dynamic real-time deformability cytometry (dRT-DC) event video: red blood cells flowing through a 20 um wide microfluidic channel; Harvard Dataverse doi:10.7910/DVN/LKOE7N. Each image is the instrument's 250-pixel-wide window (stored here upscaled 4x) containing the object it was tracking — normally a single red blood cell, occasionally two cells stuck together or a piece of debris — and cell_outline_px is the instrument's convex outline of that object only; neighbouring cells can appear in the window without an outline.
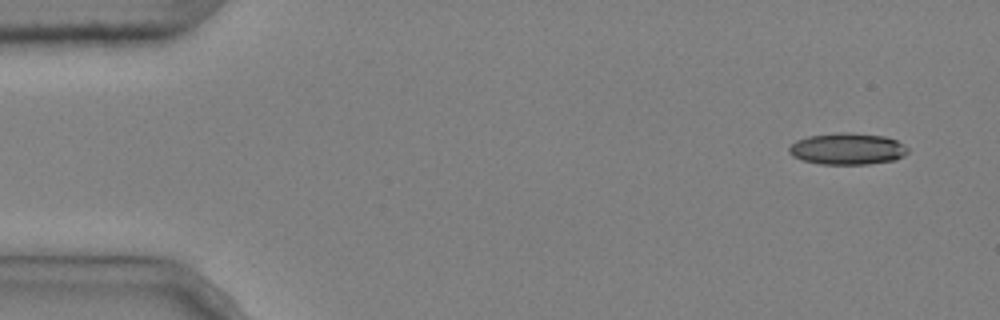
{"species": "common noctule bat (a hibernating species)", "species_latin": "Nyctalus noctula", "temperature_condition": "cold", "stored_images_in_passage": 5, "camera_frame_rate_fps": 3000, "um_per_image_px": 0.085, "animal": {"sex": "male", "body_mass_g": 20.4}, "frame": {"image": 1, "passage_image": 1, "time_ms": 0.0, "image_size_px": [1000, 320], "cell_outline_px": [[908, 152], [904, 156], [896, 160], [868, 164], [820, 164], [804, 160], [792, 156], [788, 152], [788, 148], [796, 140], [808, 136], [836, 132], [852, 132], [884, 136], [896, 140], [904, 144], [908, 148]], "centroid_in_image_um": [72.04, 12.64], "position_along_channel_um": 13.0, "area_um2": 22.08}}
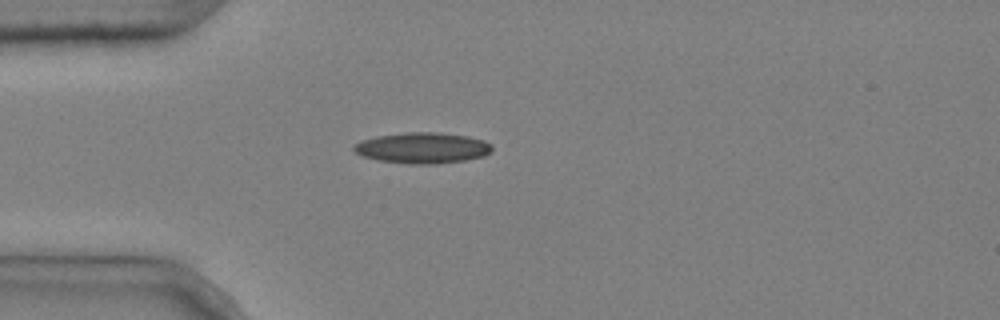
{"frame": {"image": 2, "passage_image": 4, "time_ms": 1.0, "image_size_px": [1000, 320], "cell_outline_px": [[492, 152], [484, 156], [464, 160], [436, 164], [408, 164], [380, 160], [364, 156], [356, 152], [352, 148], [360, 140], [376, 136], [408, 132], [436, 132], [468, 136], [484, 140], [492, 144]], "centroid_in_image_um": [35.95, 12.57], "position_along_channel_um": 49.1, "area_um2": 24.85}}